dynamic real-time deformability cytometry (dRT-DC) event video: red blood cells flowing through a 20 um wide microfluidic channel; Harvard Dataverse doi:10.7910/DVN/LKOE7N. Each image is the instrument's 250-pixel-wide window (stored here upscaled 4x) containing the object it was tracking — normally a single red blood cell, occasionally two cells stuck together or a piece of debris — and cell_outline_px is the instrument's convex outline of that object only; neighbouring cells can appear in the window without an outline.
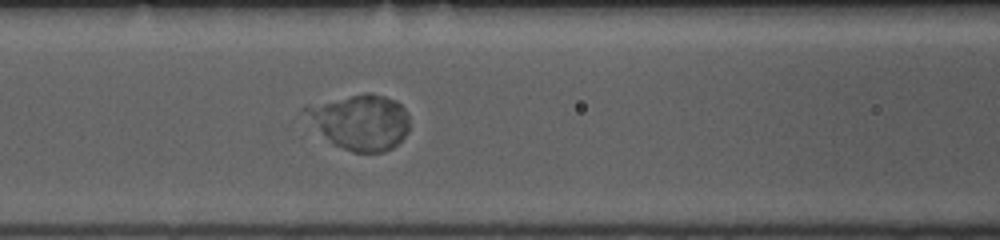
{"species": "common noctule bat (a hibernating species)", "species_latin": "Nyctalus noctula", "temperature_condition": "room temperature", "stored_images_in_passage": 47, "camera_frame_rate_fps": 3000, "um_per_image_px": 0.085, "animal": {"sex": "female", "body_mass_g": 10.0, "forearm_length_mm": 53.1}, "frame": {"image": 1, "passage_image": 16, "time_ms": 5.0, "image_size_px": [1000, 240], "cell_outline_px": [[408, 132], [392, 148], [384, 152], [352, 152], [336, 144], [300, 112], [300, 108], [308, 104], [364, 92], [372, 92], [396, 100], [404, 108], [408, 116]], "centroid_in_image_um": [30.61, 10.32], "position_along_channel_um": 136.0, "area_um2": 33.41}}
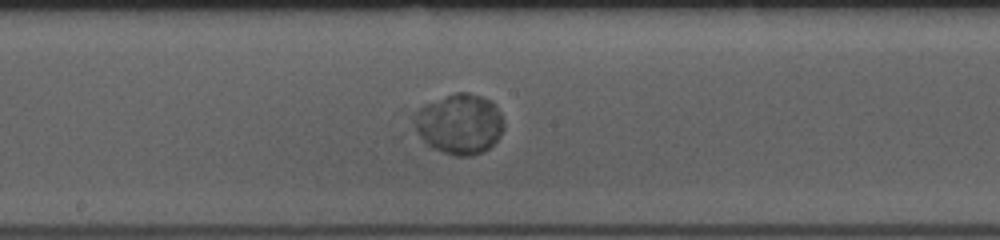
{"frame": {"image": 2, "passage_image": 22, "time_ms": 7.0, "image_size_px": [1000, 240], "cell_outline_px": [[504, 128], [500, 136], [484, 152], [468, 156], [456, 156], [432, 148], [420, 136], [416, 128], [412, 116], [424, 104], [456, 92], [468, 92], [492, 100], [500, 112], [504, 124]], "centroid_in_image_um": [39.07, 10.52], "position_along_channel_um": 209.1, "area_um2": 31.44}}